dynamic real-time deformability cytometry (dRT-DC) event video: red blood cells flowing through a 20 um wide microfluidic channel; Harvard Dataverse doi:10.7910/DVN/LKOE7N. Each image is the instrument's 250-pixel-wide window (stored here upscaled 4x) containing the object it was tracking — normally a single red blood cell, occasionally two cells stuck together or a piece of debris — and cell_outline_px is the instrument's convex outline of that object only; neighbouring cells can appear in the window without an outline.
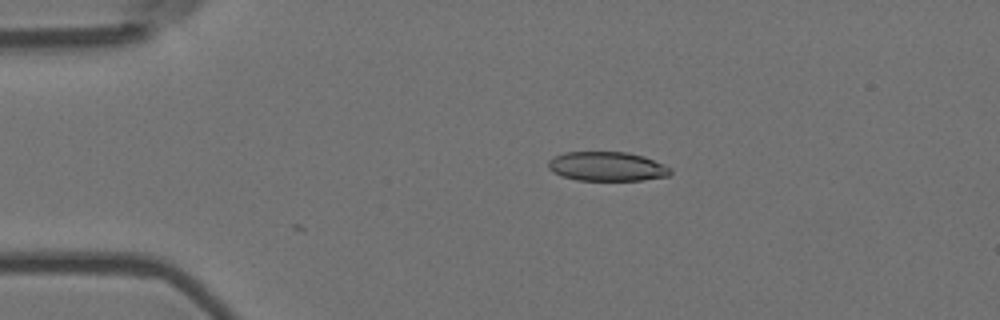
{"species": "Egyptian fruit bat (a non-hibernating species)", "species_latin": "Rousettus aegyptiacus", "temperature_condition": "room temperature", "stored_images_in_passage": 4, "camera_frame_rate_fps": 3000, "um_per_image_px": 0.085, "animal": {"sex": "female"}, "frame": {"image": 1, "passage_image": 4, "time_ms": 1.0, "image_size_px": [1000, 320], "cell_outline_px": [[672, 172], [668, 176], [644, 180], [576, 180], [560, 176], [552, 172], [548, 168], [548, 160], [564, 152], [628, 152], [644, 156], [672, 168]], "centroid_in_image_um": [51.59, 14.15], "position_along_channel_um": 33.4, "area_um2": 20.98}}